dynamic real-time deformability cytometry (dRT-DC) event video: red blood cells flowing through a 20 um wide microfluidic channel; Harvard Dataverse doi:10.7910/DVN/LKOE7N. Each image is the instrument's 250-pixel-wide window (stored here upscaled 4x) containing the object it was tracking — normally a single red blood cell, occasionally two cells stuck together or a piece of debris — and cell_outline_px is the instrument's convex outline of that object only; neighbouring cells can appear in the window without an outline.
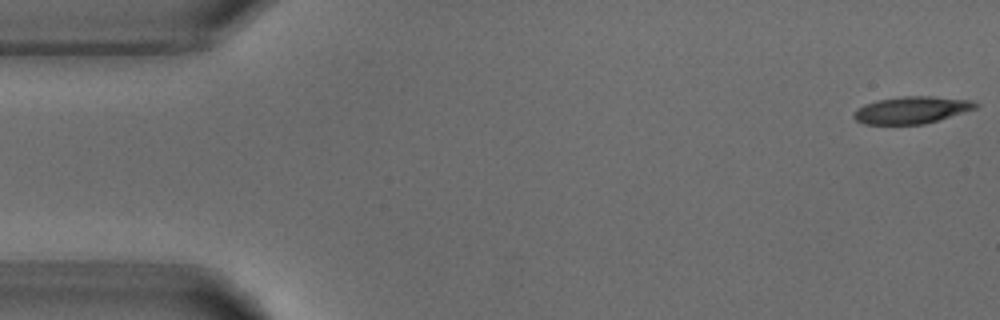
{"species": "common noctule bat (a hibernating species)", "species_latin": "Nyctalus noctula", "temperature_condition": "warm", "stored_images_in_passage": 3, "camera_frame_rate_fps": 3000, "um_per_image_px": 0.085, "animal": {"sex": "male", "body_mass_g": 18.8}, "frame": {"image": 1, "passage_image": 1, "time_ms": 0.0, "image_size_px": [1000, 320], "cell_outline_px": [[980, 104], [976, 108], [924, 124], [864, 124], [856, 120], [852, 116], [864, 104], [876, 100], [904, 96], [928, 96], [972, 100]], "centroid_in_image_um": [77.49, 9.34], "position_along_channel_um": 7.5, "area_um2": 18.96}}